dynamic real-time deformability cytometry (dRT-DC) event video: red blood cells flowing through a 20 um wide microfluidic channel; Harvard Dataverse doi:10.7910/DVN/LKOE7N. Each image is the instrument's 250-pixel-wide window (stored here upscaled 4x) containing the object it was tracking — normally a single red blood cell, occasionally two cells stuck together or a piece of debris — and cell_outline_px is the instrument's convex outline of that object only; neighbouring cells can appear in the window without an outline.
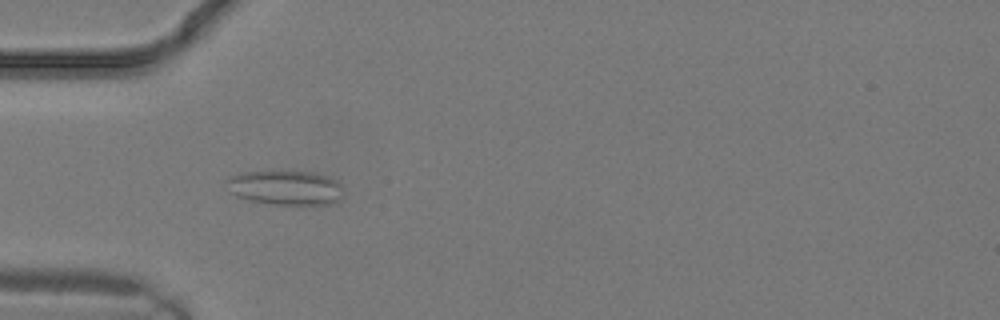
{"species": "common noctule bat (a hibernating species)", "species_latin": "Nyctalus noctula", "temperature_condition": "warm", "stored_images_in_passage": 26, "camera_frame_rate_fps": 3000, "um_per_image_px": 0.085, "animal": {"sex": "male", "body_mass_g": 19.2, "forearm_length_mm": 51.8}, "frame": {"image": 1, "passage_image": 8, "time_ms": 2.333, "image_size_px": [1000, 320], "cell_outline_px": [[340, 196], [332, 204], [268, 204], [236, 196], [232, 192], [224, 180], [240, 172], [312, 172], [328, 176], [340, 180]], "centroid_in_image_um": [24.26, 15.95], "position_along_channel_um": 60.7, "area_um2": 23.12}}
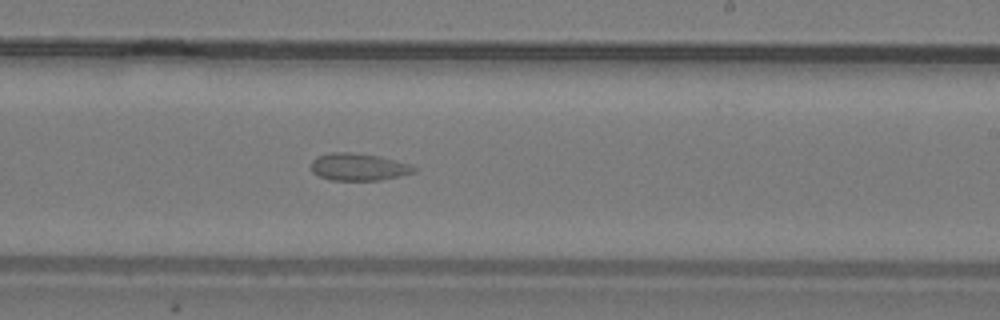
{"frame": {"image": 2, "passage_image": 16, "time_ms": 5.0, "image_size_px": [1000, 320], "cell_outline_px": [[416, 172], [400, 176], [380, 180], [332, 180], [320, 176], [312, 172], [312, 160], [316, 156], [332, 152], [352, 152], [380, 156], [412, 164], [416, 168]], "centroid_in_image_um": [30.5, 14.18], "position_along_channel_um": 258.5, "area_um2": 16.47}}
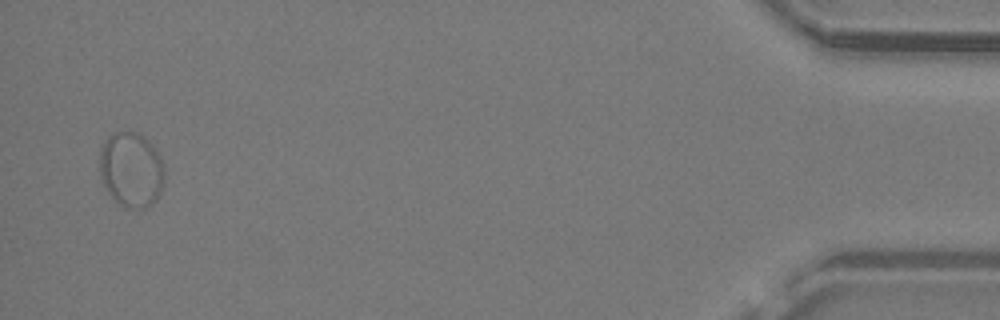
{"frame": {"image": 3, "passage_image": 26, "time_ms": 8.333, "image_size_px": [1000, 320], "cell_outline_px": [[164, 180], [160, 192], [156, 200], [152, 204], [144, 208], [132, 208], [120, 204], [108, 192], [104, 184], [100, 172], [100, 152], [108, 136], [112, 132], [136, 132], [144, 136], [156, 148], [164, 164]], "centroid_in_image_um": [11.19, 14.4], "position_along_channel_um": 424.0, "area_um2": 28.26}}